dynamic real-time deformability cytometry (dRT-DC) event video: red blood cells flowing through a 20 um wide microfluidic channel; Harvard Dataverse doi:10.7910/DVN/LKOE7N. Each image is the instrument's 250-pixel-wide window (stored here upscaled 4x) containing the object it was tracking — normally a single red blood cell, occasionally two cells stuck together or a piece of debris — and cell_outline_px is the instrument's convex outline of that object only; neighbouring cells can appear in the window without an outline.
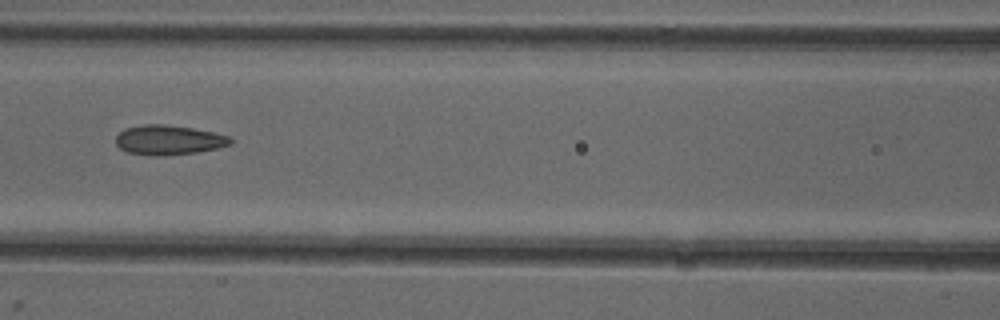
{"species": "common noctule bat (a hibernating species)", "species_latin": "Nyctalus noctula", "temperature_condition": "cold", "stored_images_in_passage": 6, "camera_frame_rate_fps": 3000, "um_per_image_px": 0.085, "animal": {"sex": "female"}, "frame": {"image": 1, "passage_image": 6, "time_ms": 6.667, "image_size_px": [1000, 320], "cell_outline_px": [[232, 144], [200, 152], [164, 156], [152, 156], [128, 152], [120, 148], [116, 144], [116, 136], [124, 128], [144, 124], [164, 124], [192, 128], [232, 136]], "centroid_in_image_um": [14.35, 11.9], "position_along_channel_um": 152.3, "area_um2": 20.0}}